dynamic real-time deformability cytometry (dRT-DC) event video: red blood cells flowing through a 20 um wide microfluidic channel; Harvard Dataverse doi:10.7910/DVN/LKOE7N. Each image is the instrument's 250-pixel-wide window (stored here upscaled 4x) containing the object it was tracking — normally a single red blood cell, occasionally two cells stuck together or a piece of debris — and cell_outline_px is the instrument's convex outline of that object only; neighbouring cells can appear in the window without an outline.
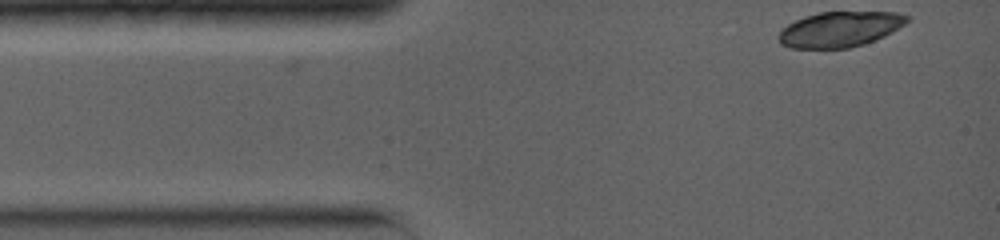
{"species": "common noctule bat (a hibernating species)", "species_latin": "Nyctalus noctula", "temperature_condition": "warm", "stored_images_in_passage": 4, "camera_frame_rate_fps": 5000, "um_per_image_px": 0.085, "animal": {"sex": "female", "body_mass_g": 19.0, "forearm_length_mm": 56.7}, "frame": {"image": 1, "passage_image": 1, "time_ms": 0.0, "image_size_px": [1000, 240], "cell_outline_px": [[908, 20], [904, 24], [892, 32], [884, 36], [864, 44], [848, 48], [792, 48], [780, 44], [780, 32], [788, 24], [804, 16], [820, 12], [896, 12], [908, 16]], "centroid_in_image_um": [71.39, 2.48], "position_along_channel_um": 13.6, "area_um2": 26.18}}